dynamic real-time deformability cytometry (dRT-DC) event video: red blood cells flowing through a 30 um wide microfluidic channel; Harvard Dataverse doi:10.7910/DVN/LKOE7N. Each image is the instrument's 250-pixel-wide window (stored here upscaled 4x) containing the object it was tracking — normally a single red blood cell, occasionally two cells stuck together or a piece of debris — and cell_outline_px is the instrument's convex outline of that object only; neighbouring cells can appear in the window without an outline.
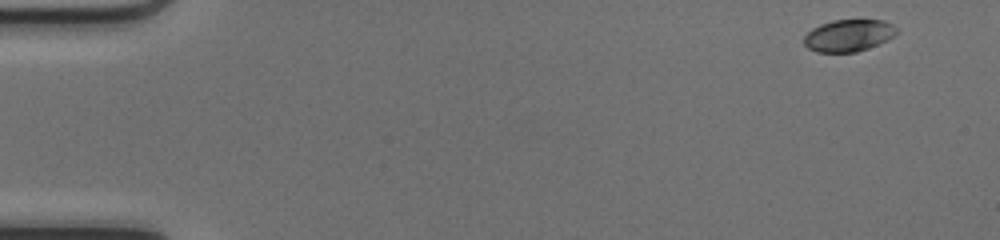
{"species": "common noctule bat (a hibernating species)", "species_latin": "Nyctalus noctula", "temperature_condition": "cold", "stored_images_in_passage": 48, "camera_frame_rate_fps": 3000, "um_per_image_px": 0.085, "animal": {"sex": "female", "body_mass_g": 17.0, "forearm_length_mm": 48.0}, "frame": {"image": 1, "passage_image": 1, "time_ms": 0.0, "image_size_px": [1000, 240], "cell_outline_px": [[900, 32], [888, 40], [856, 52], [816, 52], [808, 48], [804, 44], [804, 36], [812, 28], [820, 24], [832, 20], [884, 20], [892, 24]], "centroid_in_image_um": [72.14, 3.01], "position_along_channel_um": 12.9, "area_um2": 17.34}}
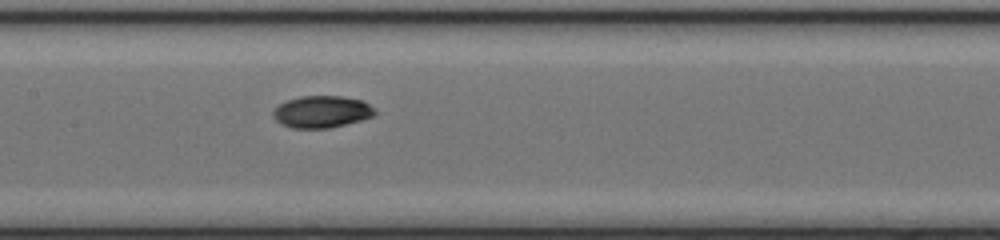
{"frame": {"image": 2, "passage_image": 23, "time_ms": 7.333, "image_size_px": [1000, 240], "cell_outline_px": [[376, 112], [372, 116], [360, 120], [328, 128], [292, 128], [280, 124], [272, 116], [272, 112], [280, 104], [288, 100], [300, 96], [344, 96], [360, 100], [368, 104]], "centroid_in_image_um": [27.3, 9.5], "position_along_channel_um": 180.1, "area_um2": 18.73}}
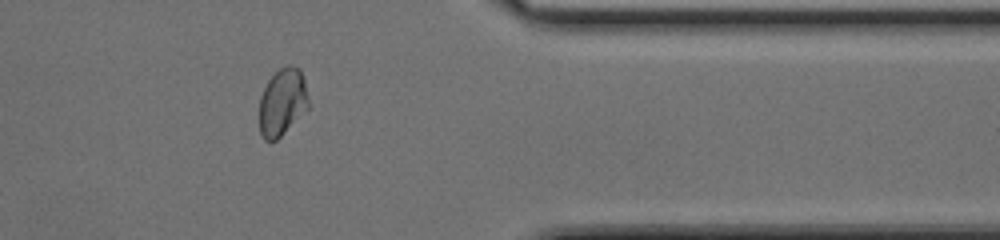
{"frame": {"image": 3, "passage_image": 39, "time_ms": 12.667, "image_size_px": [1000, 240], "cell_outline_px": [[308, 108], [276, 140], [264, 140], [260, 132], [260, 96], [268, 80], [280, 68], [288, 64], [300, 68], [304, 80], [308, 100]], "centroid_in_image_um": [23.99, 8.65], "position_along_channel_um": 387.4, "area_um2": 18.96}, "authors_computed_cell_mechanics": {"area_um2": 18.6405, "velocity_mm_per_s": 4.1671, "shape_relaxation_time_tau1_ms": 4.7472, "shape_relaxation_time_tau2_ms": 4.2982, "deformation_change_tau1": 0.1507, "deformation_change_tau2": 0.0387}}